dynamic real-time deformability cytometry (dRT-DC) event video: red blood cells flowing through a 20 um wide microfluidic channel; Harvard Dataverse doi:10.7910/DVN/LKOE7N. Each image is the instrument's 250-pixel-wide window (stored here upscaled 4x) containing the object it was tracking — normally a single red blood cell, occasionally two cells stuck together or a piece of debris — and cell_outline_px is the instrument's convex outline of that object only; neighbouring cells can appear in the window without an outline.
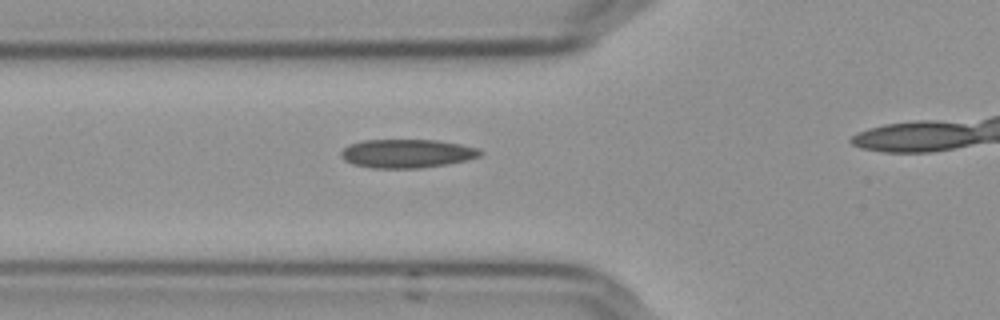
{"species": "Egyptian fruit bat (a non-hibernating species)", "species_latin": "Rousettus aegyptiacus", "temperature_condition": "cold", "stored_images_in_passage": 5, "camera_frame_rate_fps": 3000, "um_per_image_px": 0.085, "frame": {"image": 1, "passage_image": 4, "time_ms": 1.0, "image_size_px": [1000, 320], "cell_outline_px": [[484, 152], [480, 156], [468, 160], [448, 164], [420, 168], [372, 168], [352, 164], [344, 160], [340, 156], [340, 152], [348, 144], [364, 140], [436, 140], [460, 144], [480, 148]], "centroid_in_image_um": [34.6, 13.05], "position_along_channel_um": 91.2, "area_um2": 23.47}}